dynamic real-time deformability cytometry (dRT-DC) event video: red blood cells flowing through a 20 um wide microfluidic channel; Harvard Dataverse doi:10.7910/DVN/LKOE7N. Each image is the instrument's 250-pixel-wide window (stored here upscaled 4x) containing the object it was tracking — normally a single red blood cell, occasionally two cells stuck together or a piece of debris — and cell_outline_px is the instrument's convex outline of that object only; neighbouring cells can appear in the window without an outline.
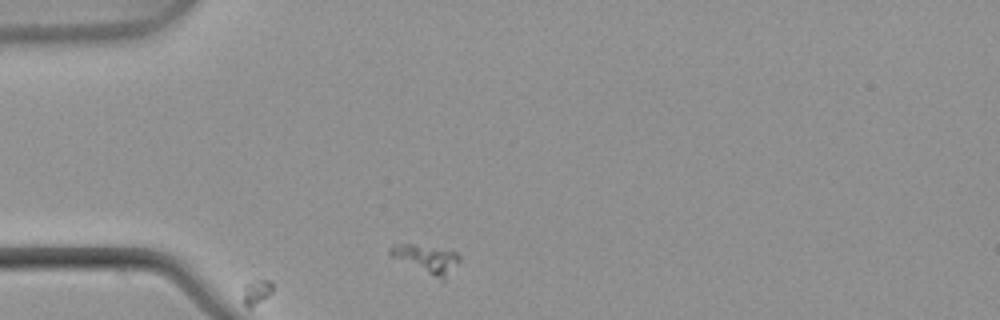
{"species": "common noctule bat (a hibernating species)", "species_latin": "Nyctalus noctula", "temperature_condition": "warm", "stored_images_in_passage": 3, "camera_frame_rate_fps": 3000, "um_per_image_px": 0.085, "animal": {"sex": "male", "body_mass_g": 21.5, "forearm_length_mm": 52.0}, "frame": {"image": 1, "passage_image": 1, "time_ms": 0.0, "image_size_px": [1000, 320], "cell_outline_px": [[460, 260], [444, 280], [388, 256], [388, 248], [392, 244], [412, 244], [456, 252], [460, 256]], "centroid_in_image_um": [36.18, 21.98], "position_along_channel_um": 48.8, "area_um2": 11.1}}